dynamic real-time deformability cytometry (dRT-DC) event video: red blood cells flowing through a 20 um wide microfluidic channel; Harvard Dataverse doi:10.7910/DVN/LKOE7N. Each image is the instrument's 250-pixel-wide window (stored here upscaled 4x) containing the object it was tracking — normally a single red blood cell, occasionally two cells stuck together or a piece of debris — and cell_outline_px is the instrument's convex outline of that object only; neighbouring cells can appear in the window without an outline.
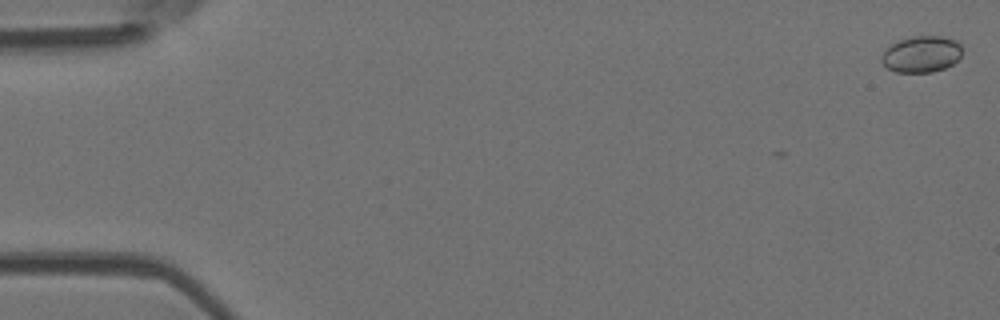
{"species": "Egyptian fruit bat (a non-hibernating species)", "species_latin": "Rousettus aegyptiacus", "temperature_condition": "room temperature", "stored_images_in_passage": 51, "camera_frame_rate_fps": 3000, "um_per_image_px": 0.085, "animal": {"sex": "female"}, "frame": {"image": 1, "passage_image": 2, "time_ms": 0.333, "image_size_px": [1000, 320], "cell_outline_px": [[960, 56], [952, 64], [944, 68], [932, 72], [896, 72], [888, 68], [880, 60], [880, 56], [892, 44], [900, 40], [912, 36], [940, 36], [956, 40], [960, 44]], "centroid_in_image_um": [78.31, 4.6], "position_along_channel_um": 6.7, "area_um2": 16.88}}
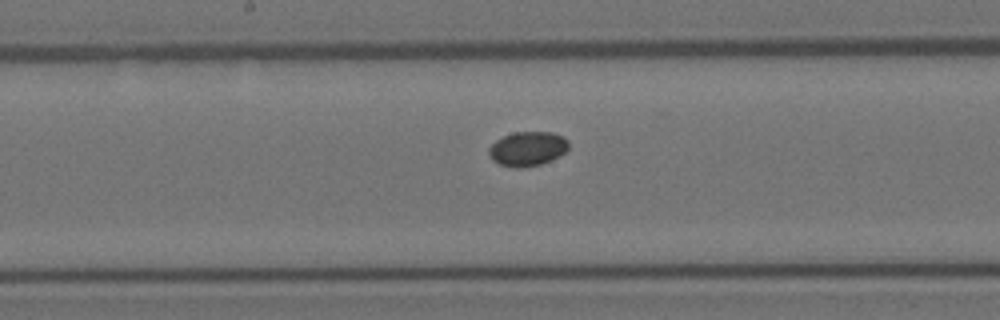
{"frame": {"image": 2, "passage_image": 29, "time_ms": 9.333, "image_size_px": [1000, 320], "cell_outline_px": [[568, 148], [564, 152], [540, 164], [524, 168], [516, 168], [500, 164], [492, 160], [488, 152], [488, 148], [496, 140], [512, 132], [552, 132], [564, 136], [568, 140]], "centroid_in_image_um": [44.82, 12.63], "position_along_channel_um": 203.4, "area_um2": 15.9}}
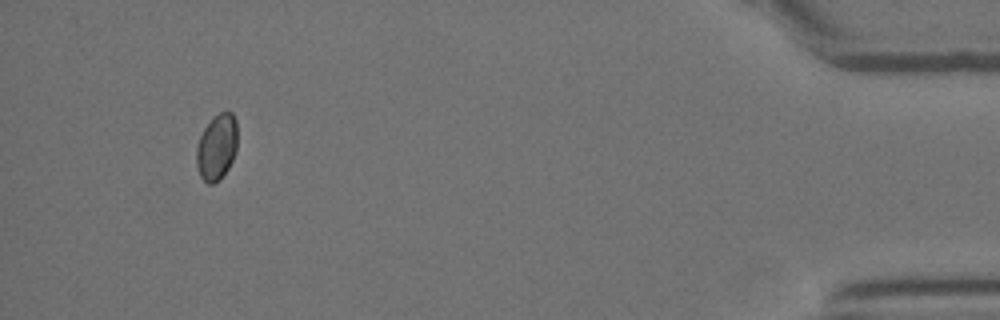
{"frame": {"image": 3, "passage_image": 51, "time_ms": 16.667, "image_size_px": [1000, 320], "cell_outline_px": [[236, 148], [232, 160], [228, 168], [220, 180], [212, 184], [208, 184], [200, 176], [196, 164], [196, 148], [200, 136], [204, 128], [220, 112], [232, 112], [236, 120]], "centroid_in_image_um": [18.41, 12.53], "position_along_channel_um": 416.8, "area_um2": 15.55}}